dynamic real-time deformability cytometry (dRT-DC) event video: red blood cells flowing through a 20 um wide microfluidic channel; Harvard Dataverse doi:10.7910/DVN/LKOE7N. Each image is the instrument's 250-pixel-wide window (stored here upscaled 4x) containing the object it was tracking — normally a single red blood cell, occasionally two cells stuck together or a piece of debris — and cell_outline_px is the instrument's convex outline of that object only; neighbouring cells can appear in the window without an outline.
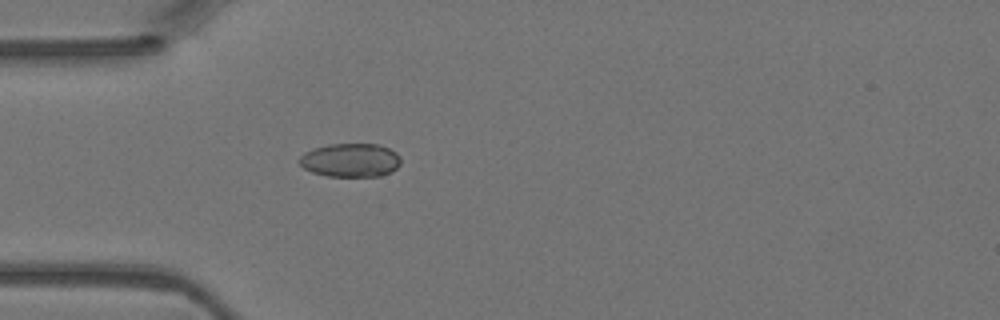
{"species": "Egyptian fruit bat (a non-hibernating species)", "species_latin": "Rousettus aegyptiacus", "temperature_condition": "warm", "stored_images_in_passage": 12, "camera_frame_rate_fps": 3000, "um_per_image_px": 0.085, "animal": {"sex": "female"}, "frame": {"image": 1, "passage_image": 1, "time_ms": 0.0, "image_size_px": [1000, 320], "cell_outline_px": [[400, 164], [392, 172], [380, 176], [328, 176], [312, 172], [304, 168], [296, 160], [304, 152], [312, 148], [328, 144], [376, 144], [388, 148], [396, 152], [400, 156]], "centroid_in_image_um": [29.77, 13.61], "position_along_channel_um": 55.2, "area_um2": 20.06}}
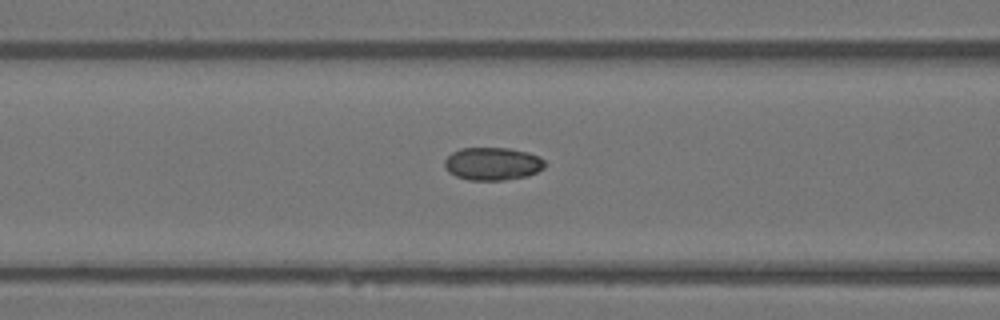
{"frame": {"image": 2, "passage_image": 6, "time_ms": 1.667, "image_size_px": [1000, 320], "cell_outline_px": [[548, 164], [544, 168], [528, 176], [504, 180], [468, 180], [456, 176], [448, 172], [444, 164], [444, 160], [452, 152], [460, 148], [508, 148], [528, 152], [544, 160]], "centroid_in_image_um": [41.87, 13.92], "position_along_channel_um": 124.7, "area_um2": 19.31}}
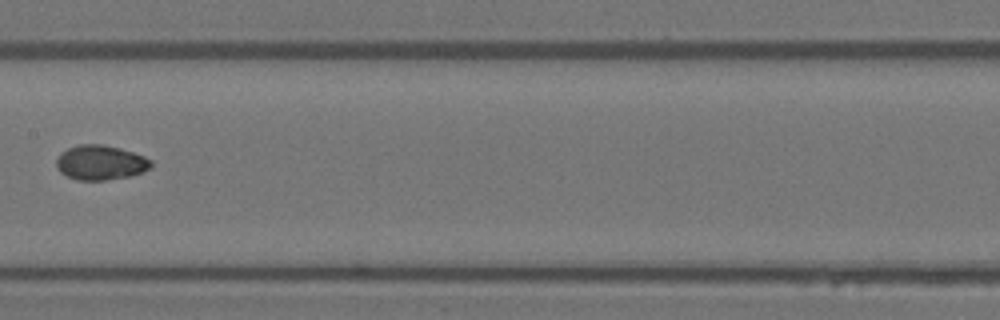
{"frame": {"image": 3, "passage_image": 11, "time_ms": 3.333, "image_size_px": [1000, 320], "cell_outline_px": [[152, 168], [128, 176], [104, 180], [76, 180], [60, 172], [56, 168], [56, 160], [60, 152], [68, 148], [80, 144], [100, 144], [120, 148], [144, 156], [152, 160]], "centroid_in_image_um": [8.52, 13.81], "position_along_channel_um": 198.9, "area_um2": 19.13}}